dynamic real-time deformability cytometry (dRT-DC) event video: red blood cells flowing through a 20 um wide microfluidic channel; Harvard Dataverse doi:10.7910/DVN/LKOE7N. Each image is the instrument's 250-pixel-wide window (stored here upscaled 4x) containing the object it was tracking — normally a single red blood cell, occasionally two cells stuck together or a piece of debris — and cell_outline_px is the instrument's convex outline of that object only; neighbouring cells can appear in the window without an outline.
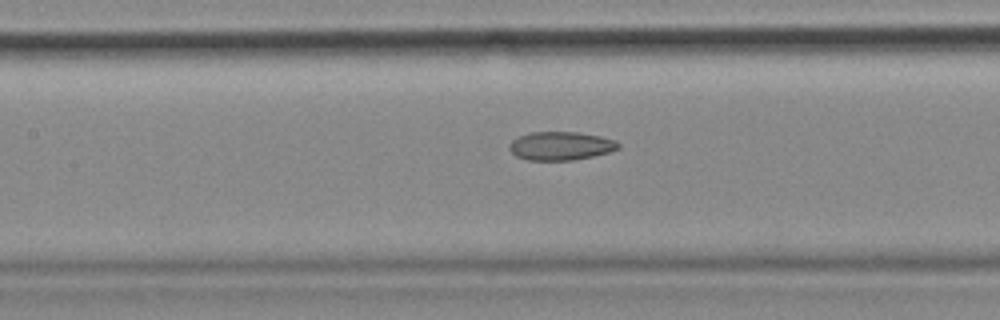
{"species": "common noctule bat (a hibernating species)", "species_latin": "Nyctalus noctula", "temperature_condition": "cold", "stored_images_in_passage": 54, "camera_frame_rate_fps": 3000, "um_per_image_px": 0.085, "animal": {"sex": "female", "body_mass_g": 18.4}, "frame": {"image": 1, "passage_image": 24, "time_ms": 7.667, "image_size_px": [1000, 320], "cell_outline_px": [[620, 148], [608, 152], [592, 156], [572, 160], [524, 160], [516, 156], [508, 148], [512, 140], [528, 132], [576, 132], [600, 136], [616, 140], [620, 144]], "centroid_in_image_um": [47.65, 12.4], "position_along_channel_um": 159.8, "area_um2": 18.09}, "authors_computed_cell_mechanics": {"area_um2": 19.2763, "velocity_mm_per_s": 3.6783, "shape_relaxation_time_tau1_ms": null, "shape_relaxation_time_tau2_ms": 3.9253, "deformation_change_tau1": null, "deformation_change_tau2": 0.112}}